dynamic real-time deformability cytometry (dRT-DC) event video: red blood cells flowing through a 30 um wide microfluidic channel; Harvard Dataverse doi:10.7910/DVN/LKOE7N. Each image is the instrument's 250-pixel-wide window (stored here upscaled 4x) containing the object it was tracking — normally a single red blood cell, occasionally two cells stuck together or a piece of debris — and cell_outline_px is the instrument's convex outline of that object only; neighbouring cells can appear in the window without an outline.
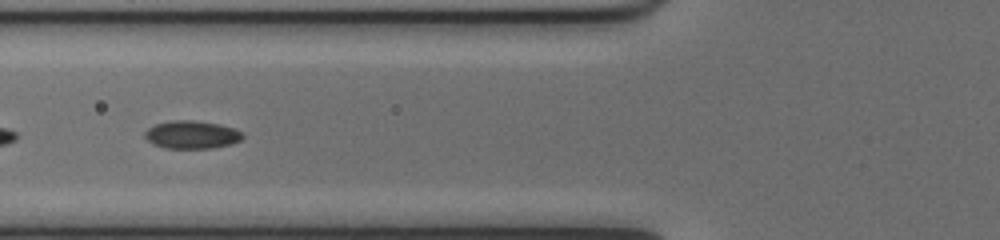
{"species": "common noctule bat (a hibernating species)", "species_latin": "Nyctalus noctula", "temperature_condition": "cold", "stored_images_in_passage": 52, "segment_of_instrument_passage": [2, 2], "camera_frame_rate_fps": 3000, "um_per_image_px": 0.085, "animal": {"sex": "female", "body_mass_g": 17.0, "forearm_length_mm": 48.0}, "frame": {"image": 1, "passage_image": 21, "time_ms": 6.667, "image_size_px": [1000, 240], "cell_outline_px": [[244, 136], [240, 140], [232, 144], [212, 148], [164, 148], [152, 144], [144, 136], [144, 132], [148, 128], [156, 124], [172, 120], [192, 120], [220, 124], [244, 132]], "centroid_in_image_um": [16.3, 11.45], "position_along_channel_um": 109.5, "area_um2": 16.01}}
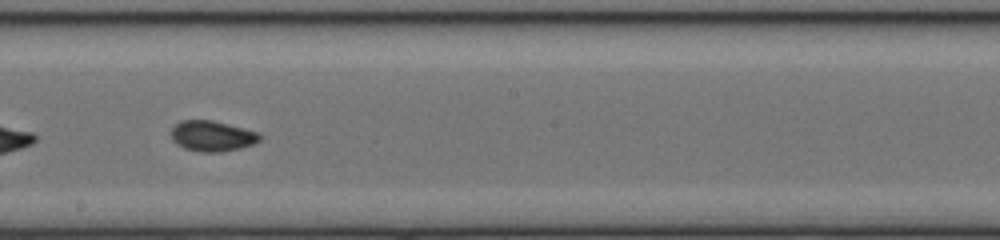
{"frame": {"image": 2, "passage_image": 30, "time_ms": 9.667, "image_size_px": [1000, 240], "cell_outline_px": [[264, 136], [260, 140], [252, 144], [240, 148], [220, 152], [200, 152], [184, 148], [176, 144], [172, 140], [168, 132], [180, 120], [212, 120], [260, 132]], "centroid_in_image_um": [18.02, 11.56], "position_along_channel_um": 230.2, "area_um2": 16.07}}
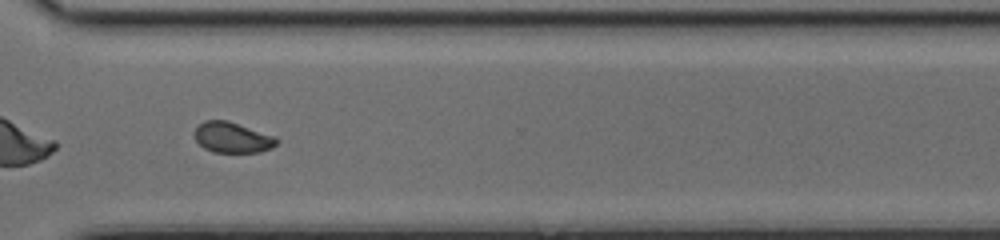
{"frame": {"image": 3, "passage_image": 39, "time_ms": 12.667, "image_size_px": [1000, 240], "cell_outline_px": [[280, 140], [272, 148], [260, 152], [212, 152], [204, 148], [196, 140], [192, 132], [204, 120], [228, 120], [276, 136]], "centroid_in_image_um": [19.76, 11.68], "position_along_channel_um": 350.8, "area_um2": 14.85}}